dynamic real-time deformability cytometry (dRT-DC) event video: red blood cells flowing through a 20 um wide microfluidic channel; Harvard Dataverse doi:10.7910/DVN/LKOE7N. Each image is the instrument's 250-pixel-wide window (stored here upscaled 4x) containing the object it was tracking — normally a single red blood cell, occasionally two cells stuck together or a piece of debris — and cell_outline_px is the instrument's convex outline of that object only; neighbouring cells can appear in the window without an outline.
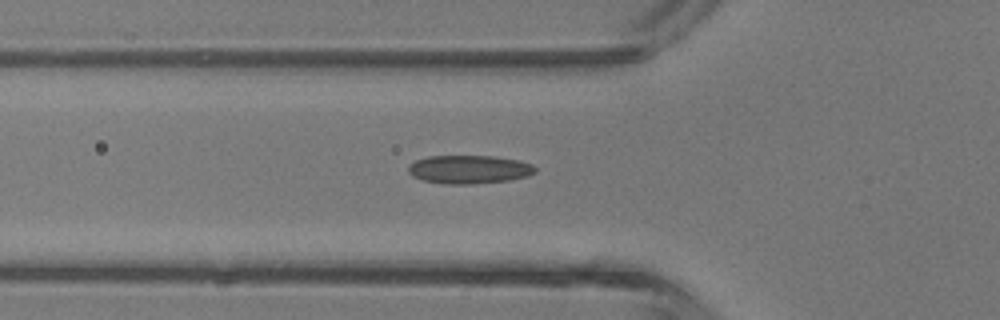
{"species": "common noctule bat (a hibernating species)", "species_latin": "Nyctalus noctula", "temperature_condition": "room temperature", "stored_images_in_passage": 3, "camera_frame_rate_fps": 3000, "um_per_image_px": 0.085, "animal": {"sex": "male", "body_mass_g": 13.3}, "frame": {"image": 1, "passage_image": 3, "time_ms": 2.333, "image_size_px": [1000, 320], "cell_outline_px": [[536, 172], [528, 176], [508, 180], [472, 184], [444, 184], [420, 180], [412, 176], [408, 172], [408, 168], [416, 160], [428, 156], [492, 156], [516, 160], [532, 164], [536, 168]], "centroid_in_image_um": [39.85, 14.41], "position_along_channel_um": 85.9, "area_um2": 20.98}}